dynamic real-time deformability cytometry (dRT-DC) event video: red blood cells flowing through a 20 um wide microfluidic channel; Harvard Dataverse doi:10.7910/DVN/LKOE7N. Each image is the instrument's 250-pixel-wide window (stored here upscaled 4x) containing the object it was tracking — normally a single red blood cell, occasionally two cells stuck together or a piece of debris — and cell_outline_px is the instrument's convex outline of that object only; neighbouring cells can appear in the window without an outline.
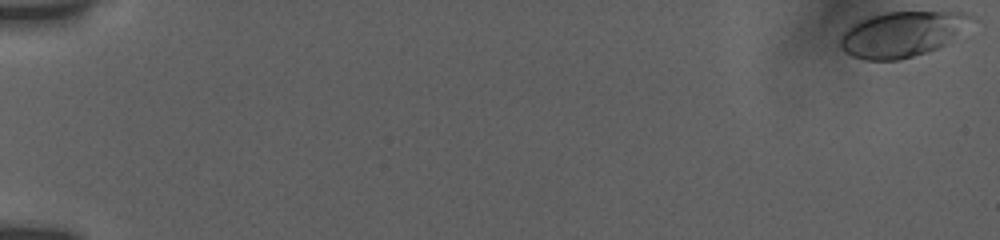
{"species": "human", "species_latin": "Homo sapiens", "temperature_condition": "room temperature", "stored_images_in_passage": 54, "camera_frame_rate_fps": 3000, "um_per_image_px": 0.085, "donor": {"sex": "female"}, "frame": {"image": 1, "passage_image": 1, "time_ms": 0.0, "image_size_px": [1000, 240], "cell_outline_px": [[980, 20], [944, 44], [936, 48], [900, 60], [864, 60], [852, 56], [844, 52], [840, 48], [840, 36], [856, 20], [884, 12], [968, 12], [976, 16]], "centroid_in_image_um": [76.72, 2.88], "position_along_channel_um": 8.3, "area_um2": 35.14}}
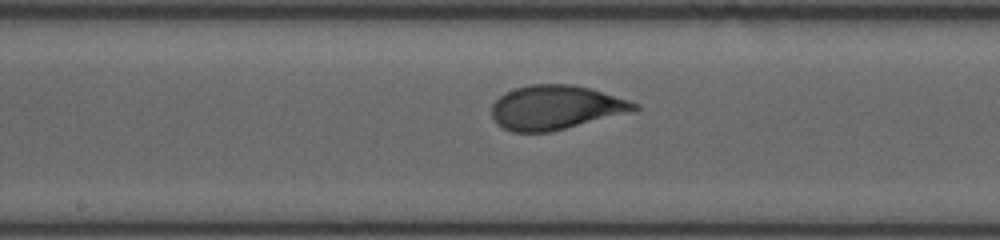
{"frame": {"image": 2, "passage_image": 31, "time_ms": 10.0, "image_size_px": [1000, 240], "cell_outline_px": [[640, 108], [564, 128], [548, 132], [512, 132], [496, 124], [492, 116], [492, 104], [504, 92], [516, 88], [532, 84], [572, 84], [588, 88], [628, 100], [640, 104]], "centroid_in_image_um": [47.14, 9.12], "position_along_channel_um": 201.1, "area_um2": 35.95}}
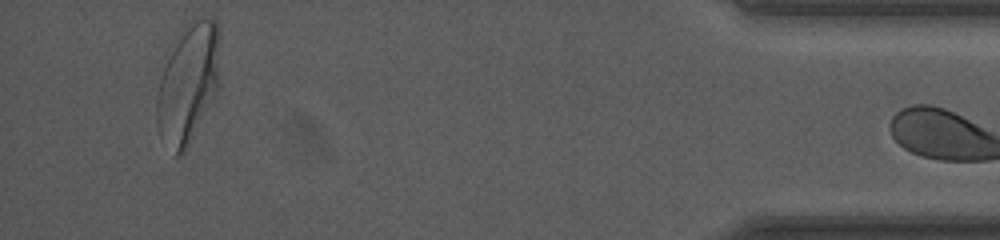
{"frame": {"image": 3, "passage_image": 53, "time_ms": 17.333, "image_size_px": [1000, 240], "cell_outline_px": [[216, 92], [184, 152], [176, 156], [156, 120], [156, 100], [160, 76], [184, 24], [192, 20], [212, 16], [216, 20]], "centroid_in_image_um": [15.95, 7.04], "position_along_channel_um": 419.3, "area_um2": 41.44}}